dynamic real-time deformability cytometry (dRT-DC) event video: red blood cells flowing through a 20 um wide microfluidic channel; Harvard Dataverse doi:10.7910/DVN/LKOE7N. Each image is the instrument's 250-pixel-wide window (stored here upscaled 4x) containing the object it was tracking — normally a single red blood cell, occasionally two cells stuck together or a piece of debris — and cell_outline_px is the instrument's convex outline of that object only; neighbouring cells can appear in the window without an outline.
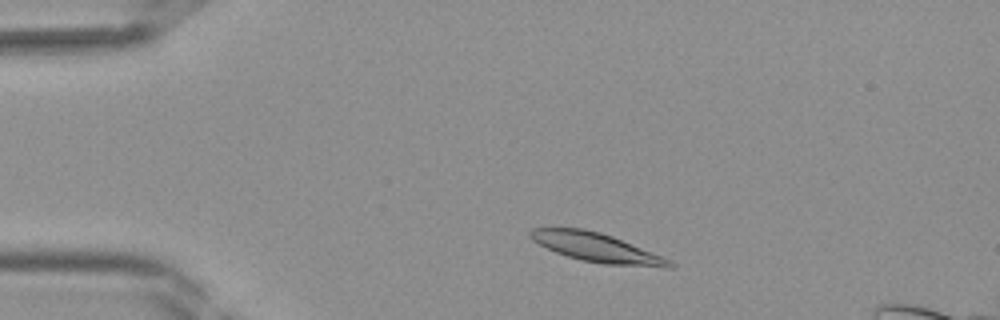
{"species": "Egyptian fruit bat (a non-hibernating species)", "species_latin": "Rousettus aegyptiacus", "temperature_condition": "room temperature", "stored_images_in_passage": 38, "segment_of_instrument_passage": [1, 2], "camera_frame_rate_fps": 3000, "um_per_image_px": 0.085, "frame": {"image": 1, "passage_image": 4, "time_ms": 1.0, "image_size_px": [1000, 320], "cell_outline_px": [[676, 268], [664, 268], [604, 264], [580, 260], [556, 252], [532, 240], [528, 236], [528, 232], [532, 228], [584, 228], [600, 232], [612, 236], [660, 256], [676, 264]], "centroid_in_image_um": [50.7, 21.05], "position_along_channel_um": 34.3, "area_um2": 23.35}}
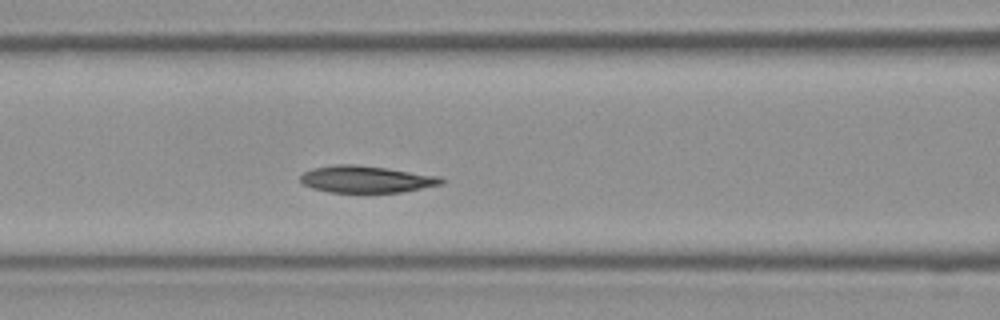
{"frame": {"image": 2, "passage_image": 13, "time_ms": 4.0, "image_size_px": [1000, 320], "cell_outline_px": [[444, 184], [400, 192], [328, 192], [312, 188], [300, 184], [300, 176], [304, 172], [312, 168], [332, 164], [356, 164], [388, 168], [440, 176], [444, 180]], "centroid_in_image_um": [31.1, 15.22], "position_along_channel_um": 135.5, "area_um2": 22.31}}
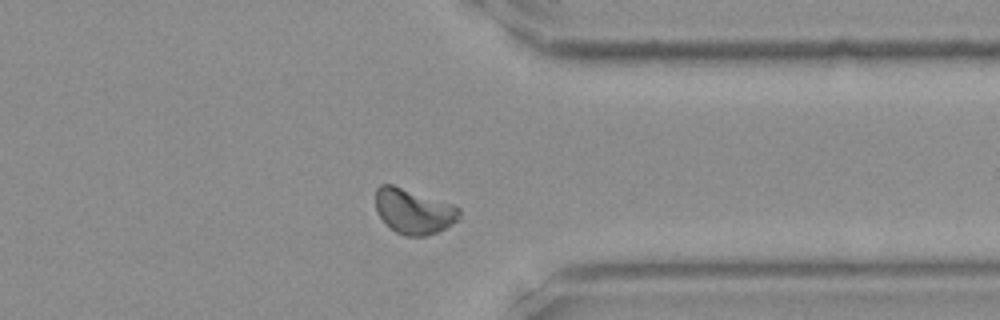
{"frame": {"image": 3, "passage_image": 28, "time_ms": 9.0, "image_size_px": [1000, 320], "cell_outline_px": [[460, 220], [436, 232], [424, 236], [404, 236], [396, 232], [376, 212], [376, 188], [380, 184], [392, 184], [452, 204], [460, 208]], "centroid_in_image_um": [35.17, 17.95], "position_along_channel_um": 376.2, "area_um2": 21.85}}